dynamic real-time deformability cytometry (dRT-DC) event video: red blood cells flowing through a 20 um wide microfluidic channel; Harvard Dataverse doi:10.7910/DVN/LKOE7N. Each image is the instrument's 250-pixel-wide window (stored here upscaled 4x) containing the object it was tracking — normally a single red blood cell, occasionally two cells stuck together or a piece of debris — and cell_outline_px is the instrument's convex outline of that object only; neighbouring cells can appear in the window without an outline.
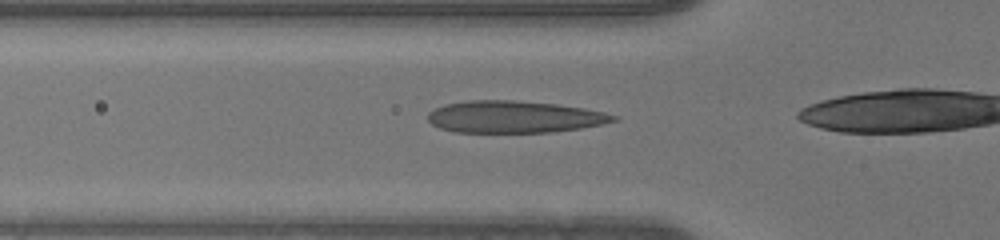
{"species": "human", "species_latin": "Homo sapiens", "temperature_condition": "warm", "stored_images_in_passage": 17, "camera_frame_rate_fps": 3000, "um_per_image_px": 0.085, "donor": {"sex": "male"}, "frame": {"image": 1, "passage_image": 12, "time_ms": 3.667, "image_size_px": [1000, 240], "cell_outline_px": [[620, 120], [580, 128], [552, 132], [452, 132], [440, 128], [432, 124], [428, 120], [428, 112], [444, 104], [468, 100], [516, 100], [556, 104], [584, 108], [604, 112], [616, 116]], "centroid_in_image_um": [43.69, 9.93], "position_along_channel_um": 82.1, "area_um2": 34.62}}
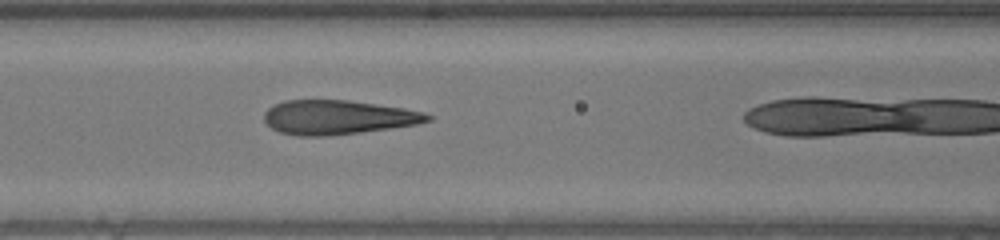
{"frame": {"image": 2, "passage_image": 16, "time_ms": 5.0, "image_size_px": [1000, 240], "cell_outline_px": [[432, 120], [416, 124], [392, 128], [328, 136], [296, 136], [280, 132], [272, 128], [264, 120], [264, 112], [268, 108], [284, 100], [348, 100], [404, 108], [424, 112], [432, 116]], "centroid_in_image_um": [28.71, 9.97], "position_along_channel_um": 137.9, "area_um2": 32.6}}